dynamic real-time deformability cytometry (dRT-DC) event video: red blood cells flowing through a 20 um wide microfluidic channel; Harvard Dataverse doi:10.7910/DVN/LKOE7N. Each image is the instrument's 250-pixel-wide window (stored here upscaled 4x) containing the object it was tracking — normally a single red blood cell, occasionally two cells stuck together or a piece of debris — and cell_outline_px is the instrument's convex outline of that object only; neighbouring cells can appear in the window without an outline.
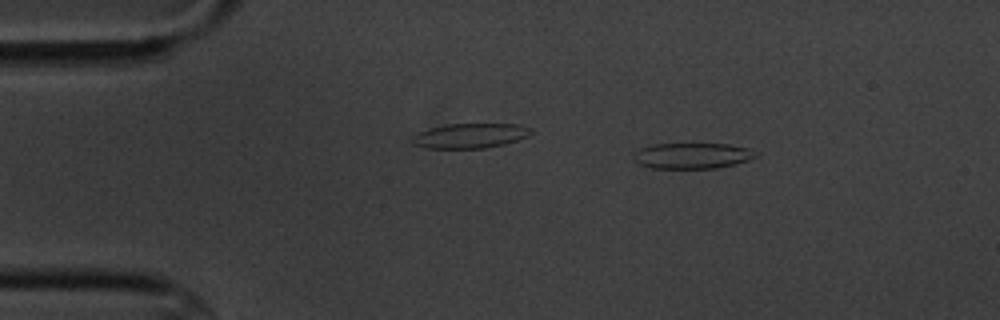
{"species": "common noctule bat (a hibernating species)", "species_latin": "Nyctalus noctula", "temperature_condition": "cold", "stored_images_in_passage": 5, "segment_of_instrument_passage": [1, 2], "camera_frame_rate_fps": 3000, "um_per_image_px": 0.085, "animal": {"sex": "male", "body_mass_g": 20.1, "forearm_length_mm": 53.5}, "frame": {"image": 1, "passage_image": 2, "time_ms": 1.0, "image_size_px": [1000, 320], "cell_outline_px": [[760, 152], [756, 156], [748, 160], [736, 164], [716, 168], [652, 168], [640, 164], [632, 156], [640, 148], [652, 144], [728, 144], [748, 148]], "centroid_in_image_um": [58.88, 13.23], "position_along_channel_um": 26.1, "area_um2": 18.32}}